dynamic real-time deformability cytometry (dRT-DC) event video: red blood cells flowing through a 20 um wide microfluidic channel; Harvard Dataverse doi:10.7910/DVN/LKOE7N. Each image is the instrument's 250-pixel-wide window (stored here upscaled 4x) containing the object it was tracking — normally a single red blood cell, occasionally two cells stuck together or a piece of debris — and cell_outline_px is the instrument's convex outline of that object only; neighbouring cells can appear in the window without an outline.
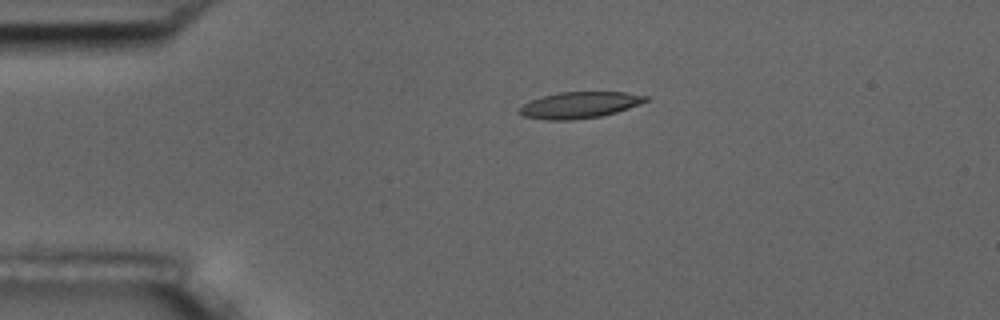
{"species": "common noctule bat (a hibernating species)", "species_latin": "Nyctalus noctula", "temperature_condition": "room temperature", "stored_images_in_passage": 2, "camera_frame_rate_fps": 3000, "um_per_image_px": 0.085, "animal": {"sex": "male", "body_mass_g": 17.5, "forearm_length_mm": 52.3}, "frame": {"image": 1, "passage_image": 1, "time_ms": 0.0, "image_size_px": [1000, 320], "cell_outline_px": [[648, 100], [640, 104], [616, 112], [600, 116], [572, 120], [548, 120], [524, 116], [520, 112], [520, 108], [524, 104], [532, 100], [544, 96], [560, 92], [628, 92], [648, 96]], "centroid_in_image_um": [49.31, 8.92], "position_along_channel_um": 35.7, "area_um2": 19.13}}